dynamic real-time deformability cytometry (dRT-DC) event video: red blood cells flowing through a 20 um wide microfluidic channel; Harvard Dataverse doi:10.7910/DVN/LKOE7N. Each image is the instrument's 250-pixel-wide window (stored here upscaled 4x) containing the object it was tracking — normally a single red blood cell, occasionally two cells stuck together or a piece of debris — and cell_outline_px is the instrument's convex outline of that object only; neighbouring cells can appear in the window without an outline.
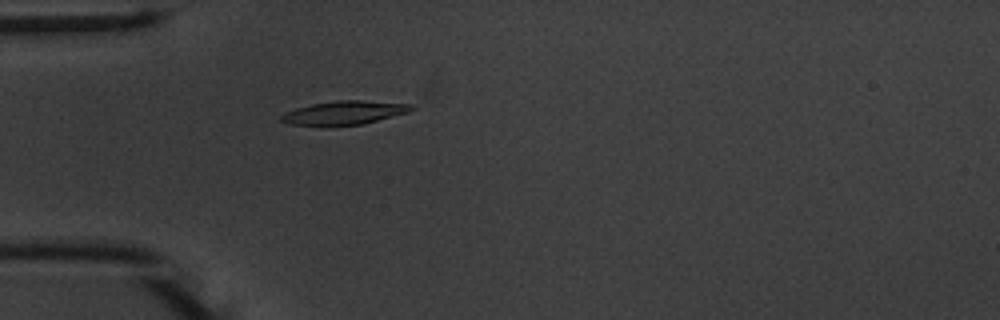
{"species": "common noctule bat (a hibernating species)", "species_latin": "Nyctalus noctula", "temperature_condition": "warm", "stored_images_in_passage": 55, "camera_frame_rate_fps": 3000, "um_per_image_px": 0.085, "animal": {"sex": "male", "body_mass_g": 20.1, "forearm_length_mm": 53.5}, "frame": {"image": 1, "passage_image": 17, "time_ms": 5.333, "image_size_px": [1000, 320], "cell_outline_px": [[416, 108], [408, 112], [360, 124], [328, 128], [292, 124], [280, 120], [280, 116], [296, 108], [312, 104], [336, 100], [360, 100], [412, 104]], "centroid_in_image_um": [29.23, 9.6], "position_along_channel_um": 55.8, "area_um2": 18.15}}
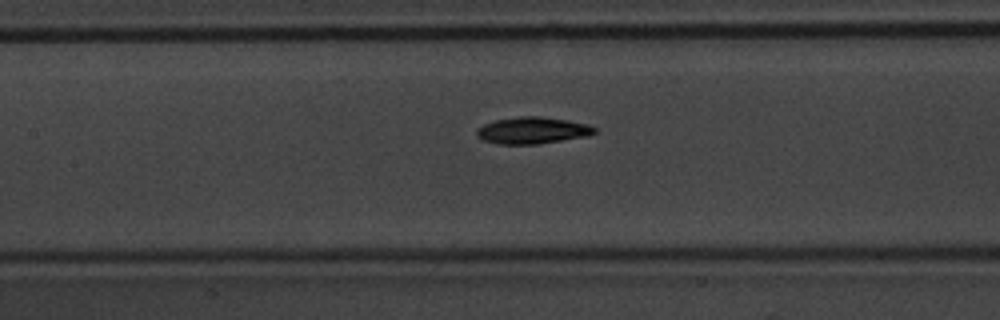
{"frame": {"image": 2, "passage_image": 26, "time_ms": 8.333, "image_size_px": [1000, 320], "cell_outline_px": [[596, 132], [588, 136], [536, 144], [500, 144], [484, 140], [476, 136], [476, 132], [484, 124], [496, 120], [520, 116], [540, 116], [568, 120], [588, 124], [596, 128]], "centroid_in_image_um": [45.29, 11.08], "position_along_channel_um": 162.1, "area_um2": 18.21}}
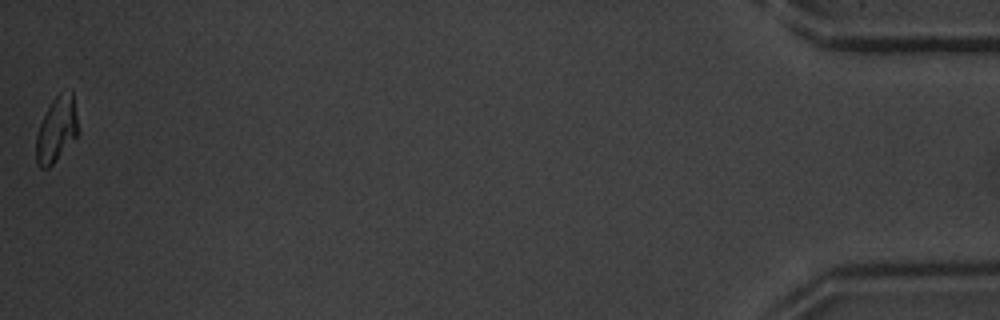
{"frame": {"image": 3, "passage_image": 55, "time_ms": 18.0, "image_size_px": [1000, 320], "cell_outline_px": [[80, 132], [52, 164], [48, 168], [40, 168], [36, 164], [36, 136], [40, 124], [52, 100], [60, 92], [72, 88]], "centroid_in_image_um": [4.83, 10.97], "position_along_channel_um": 430.4, "area_um2": 16.07}, "authors_computed_cell_mechanics": {"area_um2": 17.4556, "velocity_mm_per_s": 3.7432, "shape_relaxation_time_tau1_ms": 3.89, "shape_relaxation_time_tau2_ms": 4.9495, "deformation_change_tau1": 0.1834, "deformation_change_tau2": 0.0949}}